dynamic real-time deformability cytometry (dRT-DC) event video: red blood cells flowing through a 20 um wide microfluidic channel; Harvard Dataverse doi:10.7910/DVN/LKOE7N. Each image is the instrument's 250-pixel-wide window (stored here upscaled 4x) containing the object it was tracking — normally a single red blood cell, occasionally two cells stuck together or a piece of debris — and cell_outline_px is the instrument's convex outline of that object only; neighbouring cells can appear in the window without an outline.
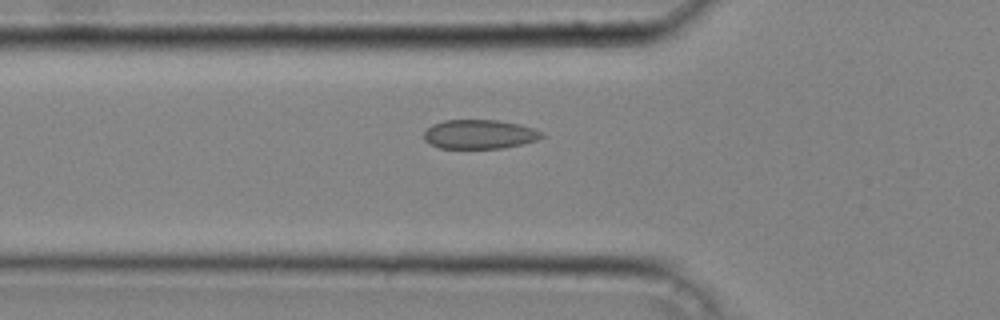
{"species": "common noctule bat (a hibernating species)", "species_latin": "Nyctalus noctula", "temperature_condition": "cold", "stored_images_in_passage": 27, "camera_frame_rate_fps": 3000, "um_per_image_px": 0.085, "animal": {"sex": "male", "body_mass_g": 20.4}, "frame": {"image": 1, "passage_image": 2, "time_ms": 0.333, "image_size_px": [1000, 320], "cell_outline_px": [[544, 136], [536, 140], [524, 144], [504, 148], [440, 148], [428, 144], [424, 140], [424, 132], [432, 124], [444, 120], [496, 120], [520, 124], [544, 132]], "centroid_in_image_um": [40.75, 11.41], "position_along_channel_um": 85.0, "area_um2": 20.17}}
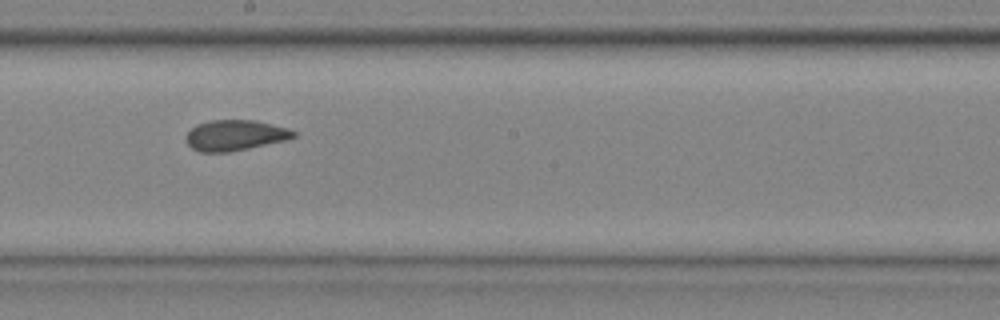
{"frame": {"image": 2, "passage_image": 12, "time_ms": 3.667, "image_size_px": [1000, 320], "cell_outline_px": [[296, 136], [284, 140], [232, 152], [200, 152], [192, 148], [184, 140], [184, 136], [196, 124], [212, 120], [256, 120], [288, 128], [296, 132]], "centroid_in_image_um": [19.95, 11.5], "position_along_channel_um": 228.3, "area_um2": 19.25}}
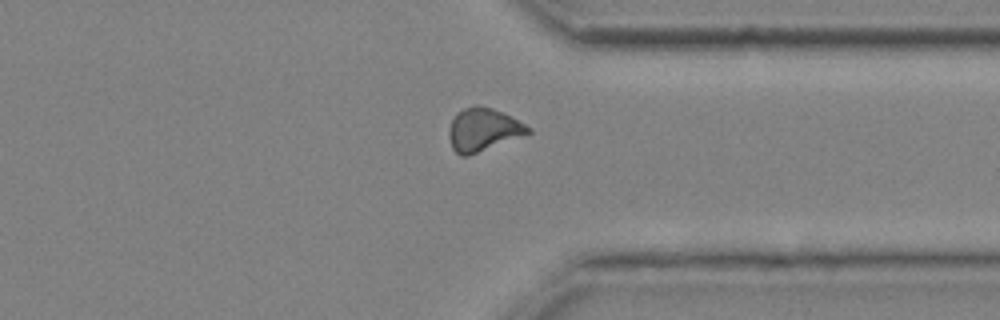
{"frame": {"image": 3, "passage_image": 22, "time_ms": 7.0, "image_size_px": [1000, 320], "cell_outline_px": [[532, 132], [468, 156], [460, 156], [452, 148], [448, 136], [448, 132], [452, 120], [456, 112], [464, 108], [476, 104], [492, 108], [504, 112], [512, 116], [532, 128]], "centroid_in_image_um": [41.06, 11.0], "position_along_channel_um": 370.3, "area_um2": 19.94}, "authors_computed_cell_mechanics": {"area_um2": 19.363, "velocity_mm_per_s": 4.2925, "shape_relaxation_time_tau1_ms": 4.8143, "shape_relaxation_time_tau2_ms": 1.0381, "deformation_change_tau1": 0.0787, "deformation_change_tau2": 0.0489}}